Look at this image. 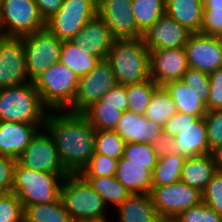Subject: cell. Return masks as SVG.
I'll list each match as a JSON object with an SVG mask.
<instances>
[{
    "instance_id": "45",
    "label": "cell",
    "mask_w": 222,
    "mask_h": 222,
    "mask_svg": "<svg viewBox=\"0 0 222 222\" xmlns=\"http://www.w3.org/2000/svg\"><path fill=\"white\" fill-rule=\"evenodd\" d=\"M99 101L103 103V106L116 107V110L123 113L128 111V97L123 85L117 84L101 97Z\"/></svg>"
},
{
    "instance_id": "6",
    "label": "cell",
    "mask_w": 222,
    "mask_h": 222,
    "mask_svg": "<svg viewBox=\"0 0 222 222\" xmlns=\"http://www.w3.org/2000/svg\"><path fill=\"white\" fill-rule=\"evenodd\" d=\"M60 198L73 222L108 216L100 195L80 174H68L61 184ZM107 214V215H106Z\"/></svg>"
},
{
    "instance_id": "44",
    "label": "cell",
    "mask_w": 222,
    "mask_h": 222,
    "mask_svg": "<svg viewBox=\"0 0 222 222\" xmlns=\"http://www.w3.org/2000/svg\"><path fill=\"white\" fill-rule=\"evenodd\" d=\"M210 94L207 111L222 110V67L209 74Z\"/></svg>"
},
{
    "instance_id": "22",
    "label": "cell",
    "mask_w": 222,
    "mask_h": 222,
    "mask_svg": "<svg viewBox=\"0 0 222 222\" xmlns=\"http://www.w3.org/2000/svg\"><path fill=\"white\" fill-rule=\"evenodd\" d=\"M115 177L130 194H150L152 190L153 172L148 164L126 163L122 156Z\"/></svg>"
},
{
    "instance_id": "48",
    "label": "cell",
    "mask_w": 222,
    "mask_h": 222,
    "mask_svg": "<svg viewBox=\"0 0 222 222\" xmlns=\"http://www.w3.org/2000/svg\"><path fill=\"white\" fill-rule=\"evenodd\" d=\"M40 15L44 20H48L62 6L63 0H34Z\"/></svg>"
},
{
    "instance_id": "27",
    "label": "cell",
    "mask_w": 222,
    "mask_h": 222,
    "mask_svg": "<svg viewBox=\"0 0 222 222\" xmlns=\"http://www.w3.org/2000/svg\"><path fill=\"white\" fill-rule=\"evenodd\" d=\"M99 61L98 57L87 54V50L74 45L70 41H63L60 63L78 75L79 78L88 74Z\"/></svg>"
},
{
    "instance_id": "38",
    "label": "cell",
    "mask_w": 222,
    "mask_h": 222,
    "mask_svg": "<svg viewBox=\"0 0 222 222\" xmlns=\"http://www.w3.org/2000/svg\"><path fill=\"white\" fill-rule=\"evenodd\" d=\"M181 81L188 86L189 90H192L199 96V100L207 108V102L210 94L209 74L189 67Z\"/></svg>"
},
{
    "instance_id": "25",
    "label": "cell",
    "mask_w": 222,
    "mask_h": 222,
    "mask_svg": "<svg viewBox=\"0 0 222 222\" xmlns=\"http://www.w3.org/2000/svg\"><path fill=\"white\" fill-rule=\"evenodd\" d=\"M203 0H166V14L192 33H200Z\"/></svg>"
},
{
    "instance_id": "21",
    "label": "cell",
    "mask_w": 222,
    "mask_h": 222,
    "mask_svg": "<svg viewBox=\"0 0 222 222\" xmlns=\"http://www.w3.org/2000/svg\"><path fill=\"white\" fill-rule=\"evenodd\" d=\"M115 131L126 143L151 145L153 140L161 135L163 127L144 115L126 111L118 121Z\"/></svg>"
},
{
    "instance_id": "39",
    "label": "cell",
    "mask_w": 222,
    "mask_h": 222,
    "mask_svg": "<svg viewBox=\"0 0 222 222\" xmlns=\"http://www.w3.org/2000/svg\"><path fill=\"white\" fill-rule=\"evenodd\" d=\"M118 160L94 154L87 166L81 171L82 177H111L116 175Z\"/></svg>"
},
{
    "instance_id": "10",
    "label": "cell",
    "mask_w": 222,
    "mask_h": 222,
    "mask_svg": "<svg viewBox=\"0 0 222 222\" xmlns=\"http://www.w3.org/2000/svg\"><path fill=\"white\" fill-rule=\"evenodd\" d=\"M97 15V0H63L60 9L46 20V29L59 40L70 41Z\"/></svg>"
},
{
    "instance_id": "40",
    "label": "cell",
    "mask_w": 222,
    "mask_h": 222,
    "mask_svg": "<svg viewBox=\"0 0 222 222\" xmlns=\"http://www.w3.org/2000/svg\"><path fill=\"white\" fill-rule=\"evenodd\" d=\"M22 202L13 193L0 194V222H23Z\"/></svg>"
},
{
    "instance_id": "7",
    "label": "cell",
    "mask_w": 222,
    "mask_h": 222,
    "mask_svg": "<svg viewBox=\"0 0 222 222\" xmlns=\"http://www.w3.org/2000/svg\"><path fill=\"white\" fill-rule=\"evenodd\" d=\"M163 131L174 137L178 154L185 158L209 154L204 117L177 112L166 121Z\"/></svg>"
},
{
    "instance_id": "29",
    "label": "cell",
    "mask_w": 222,
    "mask_h": 222,
    "mask_svg": "<svg viewBox=\"0 0 222 222\" xmlns=\"http://www.w3.org/2000/svg\"><path fill=\"white\" fill-rule=\"evenodd\" d=\"M23 222H73L59 197L52 203L26 205Z\"/></svg>"
},
{
    "instance_id": "16",
    "label": "cell",
    "mask_w": 222,
    "mask_h": 222,
    "mask_svg": "<svg viewBox=\"0 0 222 222\" xmlns=\"http://www.w3.org/2000/svg\"><path fill=\"white\" fill-rule=\"evenodd\" d=\"M184 49L191 68L211 74L222 67V48L216 36L192 33Z\"/></svg>"
},
{
    "instance_id": "17",
    "label": "cell",
    "mask_w": 222,
    "mask_h": 222,
    "mask_svg": "<svg viewBox=\"0 0 222 222\" xmlns=\"http://www.w3.org/2000/svg\"><path fill=\"white\" fill-rule=\"evenodd\" d=\"M150 78L159 86L182 80L189 68L184 48L149 50Z\"/></svg>"
},
{
    "instance_id": "47",
    "label": "cell",
    "mask_w": 222,
    "mask_h": 222,
    "mask_svg": "<svg viewBox=\"0 0 222 222\" xmlns=\"http://www.w3.org/2000/svg\"><path fill=\"white\" fill-rule=\"evenodd\" d=\"M151 145L158 157L167 154H178V145L174 140V137L170 136L164 131L161 133L160 136L156 137L153 140Z\"/></svg>"
},
{
    "instance_id": "31",
    "label": "cell",
    "mask_w": 222,
    "mask_h": 222,
    "mask_svg": "<svg viewBox=\"0 0 222 222\" xmlns=\"http://www.w3.org/2000/svg\"><path fill=\"white\" fill-rule=\"evenodd\" d=\"M132 8L135 24L143 34L166 14V0H132Z\"/></svg>"
},
{
    "instance_id": "36",
    "label": "cell",
    "mask_w": 222,
    "mask_h": 222,
    "mask_svg": "<svg viewBox=\"0 0 222 222\" xmlns=\"http://www.w3.org/2000/svg\"><path fill=\"white\" fill-rule=\"evenodd\" d=\"M201 34L217 36L222 33V0H203Z\"/></svg>"
},
{
    "instance_id": "50",
    "label": "cell",
    "mask_w": 222,
    "mask_h": 222,
    "mask_svg": "<svg viewBox=\"0 0 222 222\" xmlns=\"http://www.w3.org/2000/svg\"><path fill=\"white\" fill-rule=\"evenodd\" d=\"M78 222H111V221H109L107 216H105V217H100V218L82 219V220H79Z\"/></svg>"
},
{
    "instance_id": "24",
    "label": "cell",
    "mask_w": 222,
    "mask_h": 222,
    "mask_svg": "<svg viewBox=\"0 0 222 222\" xmlns=\"http://www.w3.org/2000/svg\"><path fill=\"white\" fill-rule=\"evenodd\" d=\"M216 171V166L210 153L189 157L184 161L180 181L202 193Z\"/></svg>"
},
{
    "instance_id": "41",
    "label": "cell",
    "mask_w": 222,
    "mask_h": 222,
    "mask_svg": "<svg viewBox=\"0 0 222 222\" xmlns=\"http://www.w3.org/2000/svg\"><path fill=\"white\" fill-rule=\"evenodd\" d=\"M176 218L179 222H222V216L203 201L182 211Z\"/></svg>"
},
{
    "instance_id": "23",
    "label": "cell",
    "mask_w": 222,
    "mask_h": 222,
    "mask_svg": "<svg viewBox=\"0 0 222 222\" xmlns=\"http://www.w3.org/2000/svg\"><path fill=\"white\" fill-rule=\"evenodd\" d=\"M115 211L117 222H155L158 218L150 194H131Z\"/></svg>"
},
{
    "instance_id": "4",
    "label": "cell",
    "mask_w": 222,
    "mask_h": 222,
    "mask_svg": "<svg viewBox=\"0 0 222 222\" xmlns=\"http://www.w3.org/2000/svg\"><path fill=\"white\" fill-rule=\"evenodd\" d=\"M68 173L38 172L19 165L14 166L12 192L26 205L52 203L60 197L63 179Z\"/></svg>"
},
{
    "instance_id": "43",
    "label": "cell",
    "mask_w": 222,
    "mask_h": 222,
    "mask_svg": "<svg viewBox=\"0 0 222 222\" xmlns=\"http://www.w3.org/2000/svg\"><path fill=\"white\" fill-rule=\"evenodd\" d=\"M204 119L210 153L214 147L222 143V110L207 111Z\"/></svg>"
},
{
    "instance_id": "15",
    "label": "cell",
    "mask_w": 222,
    "mask_h": 222,
    "mask_svg": "<svg viewBox=\"0 0 222 222\" xmlns=\"http://www.w3.org/2000/svg\"><path fill=\"white\" fill-rule=\"evenodd\" d=\"M132 9V0H97V15L109 27L115 39L142 38Z\"/></svg>"
},
{
    "instance_id": "20",
    "label": "cell",
    "mask_w": 222,
    "mask_h": 222,
    "mask_svg": "<svg viewBox=\"0 0 222 222\" xmlns=\"http://www.w3.org/2000/svg\"><path fill=\"white\" fill-rule=\"evenodd\" d=\"M44 125L0 121V154L17 159Z\"/></svg>"
},
{
    "instance_id": "51",
    "label": "cell",
    "mask_w": 222,
    "mask_h": 222,
    "mask_svg": "<svg viewBox=\"0 0 222 222\" xmlns=\"http://www.w3.org/2000/svg\"><path fill=\"white\" fill-rule=\"evenodd\" d=\"M155 222H179L176 217H158Z\"/></svg>"
},
{
    "instance_id": "33",
    "label": "cell",
    "mask_w": 222,
    "mask_h": 222,
    "mask_svg": "<svg viewBox=\"0 0 222 222\" xmlns=\"http://www.w3.org/2000/svg\"><path fill=\"white\" fill-rule=\"evenodd\" d=\"M81 114L95 131H99L115 130L123 112L116 110V107L103 106V103L98 101L87 107Z\"/></svg>"
},
{
    "instance_id": "12",
    "label": "cell",
    "mask_w": 222,
    "mask_h": 222,
    "mask_svg": "<svg viewBox=\"0 0 222 222\" xmlns=\"http://www.w3.org/2000/svg\"><path fill=\"white\" fill-rule=\"evenodd\" d=\"M150 196L158 217H176L202 201V193L182 181L152 186Z\"/></svg>"
},
{
    "instance_id": "11",
    "label": "cell",
    "mask_w": 222,
    "mask_h": 222,
    "mask_svg": "<svg viewBox=\"0 0 222 222\" xmlns=\"http://www.w3.org/2000/svg\"><path fill=\"white\" fill-rule=\"evenodd\" d=\"M117 84L110 63L107 59L100 60L88 74L80 77L73 105L67 111L82 113Z\"/></svg>"
},
{
    "instance_id": "35",
    "label": "cell",
    "mask_w": 222,
    "mask_h": 222,
    "mask_svg": "<svg viewBox=\"0 0 222 222\" xmlns=\"http://www.w3.org/2000/svg\"><path fill=\"white\" fill-rule=\"evenodd\" d=\"M125 144L124 139L115 130L95 131V154H104L119 160L123 156Z\"/></svg>"
},
{
    "instance_id": "8",
    "label": "cell",
    "mask_w": 222,
    "mask_h": 222,
    "mask_svg": "<svg viewBox=\"0 0 222 222\" xmlns=\"http://www.w3.org/2000/svg\"><path fill=\"white\" fill-rule=\"evenodd\" d=\"M24 46L26 72L30 82L60 62L62 40L46 28L21 37Z\"/></svg>"
},
{
    "instance_id": "5",
    "label": "cell",
    "mask_w": 222,
    "mask_h": 222,
    "mask_svg": "<svg viewBox=\"0 0 222 222\" xmlns=\"http://www.w3.org/2000/svg\"><path fill=\"white\" fill-rule=\"evenodd\" d=\"M79 79L59 62L39 75L33 83L49 111H67L73 105Z\"/></svg>"
},
{
    "instance_id": "52",
    "label": "cell",
    "mask_w": 222,
    "mask_h": 222,
    "mask_svg": "<svg viewBox=\"0 0 222 222\" xmlns=\"http://www.w3.org/2000/svg\"><path fill=\"white\" fill-rule=\"evenodd\" d=\"M216 38H217V40H218V42H219V45H220L221 48H222V33L218 34V35L216 36Z\"/></svg>"
},
{
    "instance_id": "32",
    "label": "cell",
    "mask_w": 222,
    "mask_h": 222,
    "mask_svg": "<svg viewBox=\"0 0 222 222\" xmlns=\"http://www.w3.org/2000/svg\"><path fill=\"white\" fill-rule=\"evenodd\" d=\"M185 159L181 154L175 153L158 157L153 170V186H168L180 181Z\"/></svg>"
},
{
    "instance_id": "49",
    "label": "cell",
    "mask_w": 222,
    "mask_h": 222,
    "mask_svg": "<svg viewBox=\"0 0 222 222\" xmlns=\"http://www.w3.org/2000/svg\"><path fill=\"white\" fill-rule=\"evenodd\" d=\"M216 166V170L222 172V143L214 147L210 152Z\"/></svg>"
},
{
    "instance_id": "46",
    "label": "cell",
    "mask_w": 222,
    "mask_h": 222,
    "mask_svg": "<svg viewBox=\"0 0 222 222\" xmlns=\"http://www.w3.org/2000/svg\"><path fill=\"white\" fill-rule=\"evenodd\" d=\"M15 164V159L0 154V193L12 192Z\"/></svg>"
},
{
    "instance_id": "42",
    "label": "cell",
    "mask_w": 222,
    "mask_h": 222,
    "mask_svg": "<svg viewBox=\"0 0 222 222\" xmlns=\"http://www.w3.org/2000/svg\"><path fill=\"white\" fill-rule=\"evenodd\" d=\"M202 201L222 216V172L216 171L202 192Z\"/></svg>"
},
{
    "instance_id": "30",
    "label": "cell",
    "mask_w": 222,
    "mask_h": 222,
    "mask_svg": "<svg viewBox=\"0 0 222 222\" xmlns=\"http://www.w3.org/2000/svg\"><path fill=\"white\" fill-rule=\"evenodd\" d=\"M178 112L170 93L164 86H158L147 107L145 118L154 121L164 127L167 120Z\"/></svg>"
},
{
    "instance_id": "2",
    "label": "cell",
    "mask_w": 222,
    "mask_h": 222,
    "mask_svg": "<svg viewBox=\"0 0 222 222\" xmlns=\"http://www.w3.org/2000/svg\"><path fill=\"white\" fill-rule=\"evenodd\" d=\"M106 59L120 85L150 79L149 49L142 38L115 39Z\"/></svg>"
},
{
    "instance_id": "1",
    "label": "cell",
    "mask_w": 222,
    "mask_h": 222,
    "mask_svg": "<svg viewBox=\"0 0 222 222\" xmlns=\"http://www.w3.org/2000/svg\"><path fill=\"white\" fill-rule=\"evenodd\" d=\"M44 128L68 174H80L95 154V129L81 113L49 111Z\"/></svg>"
},
{
    "instance_id": "19",
    "label": "cell",
    "mask_w": 222,
    "mask_h": 222,
    "mask_svg": "<svg viewBox=\"0 0 222 222\" xmlns=\"http://www.w3.org/2000/svg\"><path fill=\"white\" fill-rule=\"evenodd\" d=\"M114 40L109 27L96 15L82 27L81 31L70 42L87 50V54L103 60L108 56Z\"/></svg>"
},
{
    "instance_id": "26",
    "label": "cell",
    "mask_w": 222,
    "mask_h": 222,
    "mask_svg": "<svg viewBox=\"0 0 222 222\" xmlns=\"http://www.w3.org/2000/svg\"><path fill=\"white\" fill-rule=\"evenodd\" d=\"M164 87L170 93L178 112L198 117H204L207 113V108L199 100V96L189 90L181 80L168 82Z\"/></svg>"
},
{
    "instance_id": "28",
    "label": "cell",
    "mask_w": 222,
    "mask_h": 222,
    "mask_svg": "<svg viewBox=\"0 0 222 222\" xmlns=\"http://www.w3.org/2000/svg\"><path fill=\"white\" fill-rule=\"evenodd\" d=\"M83 178L102 197L108 207L111 205V208H116L131 195L115 176Z\"/></svg>"
},
{
    "instance_id": "14",
    "label": "cell",
    "mask_w": 222,
    "mask_h": 222,
    "mask_svg": "<svg viewBox=\"0 0 222 222\" xmlns=\"http://www.w3.org/2000/svg\"><path fill=\"white\" fill-rule=\"evenodd\" d=\"M29 82L21 37L0 35V89Z\"/></svg>"
},
{
    "instance_id": "3",
    "label": "cell",
    "mask_w": 222,
    "mask_h": 222,
    "mask_svg": "<svg viewBox=\"0 0 222 222\" xmlns=\"http://www.w3.org/2000/svg\"><path fill=\"white\" fill-rule=\"evenodd\" d=\"M48 112L33 82L0 89V121L44 125Z\"/></svg>"
},
{
    "instance_id": "34",
    "label": "cell",
    "mask_w": 222,
    "mask_h": 222,
    "mask_svg": "<svg viewBox=\"0 0 222 222\" xmlns=\"http://www.w3.org/2000/svg\"><path fill=\"white\" fill-rule=\"evenodd\" d=\"M158 86L151 78L141 83L125 85L128 111L145 115L153 92Z\"/></svg>"
},
{
    "instance_id": "13",
    "label": "cell",
    "mask_w": 222,
    "mask_h": 222,
    "mask_svg": "<svg viewBox=\"0 0 222 222\" xmlns=\"http://www.w3.org/2000/svg\"><path fill=\"white\" fill-rule=\"evenodd\" d=\"M16 162L38 172L67 173L60 161L55 143L45 128L36 133Z\"/></svg>"
},
{
    "instance_id": "37",
    "label": "cell",
    "mask_w": 222,
    "mask_h": 222,
    "mask_svg": "<svg viewBox=\"0 0 222 222\" xmlns=\"http://www.w3.org/2000/svg\"><path fill=\"white\" fill-rule=\"evenodd\" d=\"M123 157L126 163L148 164V169L152 172L158 161V156L150 144L126 143Z\"/></svg>"
},
{
    "instance_id": "18",
    "label": "cell",
    "mask_w": 222,
    "mask_h": 222,
    "mask_svg": "<svg viewBox=\"0 0 222 222\" xmlns=\"http://www.w3.org/2000/svg\"><path fill=\"white\" fill-rule=\"evenodd\" d=\"M192 32L167 14L159 18L145 33L142 40L149 50L184 48Z\"/></svg>"
},
{
    "instance_id": "9",
    "label": "cell",
    "mask_w": 222,
    "mask_h": 222,
    "mask_svg": "<svg viewBox=\"0 0 222 222\" xmlns=\"http://www.w3.org/2000/svg\"><path fill=\"white\" fill-rule=\"evenodd\" d=\"M46 28L34 0H3L0 6V35L22 37Z\"/></svg>"
}]
</instances>
